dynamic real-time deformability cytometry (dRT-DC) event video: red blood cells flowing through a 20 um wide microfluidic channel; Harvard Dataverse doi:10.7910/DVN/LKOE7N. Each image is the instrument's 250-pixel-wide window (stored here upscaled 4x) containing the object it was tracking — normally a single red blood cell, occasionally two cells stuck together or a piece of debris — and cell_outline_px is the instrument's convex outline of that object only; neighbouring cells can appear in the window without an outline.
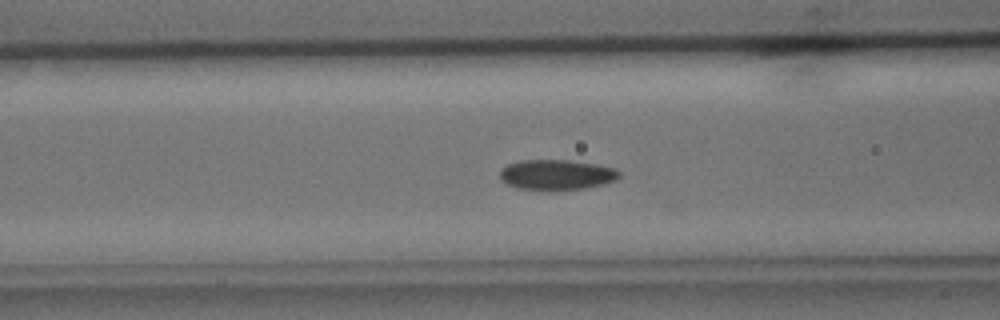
{"species": "common noctule bat (a hibernating species)", "species_latin": "Nyctalus noctula", "temperature_condition": "cold", "stored_images_in_passage": 42, "camera_frame_rate_fps": 3000, "um_per_image_px": 0.085, "animal": {"sex": "male", "body_mass_g": 15.6}, "frame": {"image": 1, "passage_image": 21, "time_ms": 6.667, "image_size_px": [1000, 320], "cell_outline_px": [[620, 176], [616, 180], [604, 184], [584, 188], [552, 192], [548, 192], [520, 188], [508, 184], [500, 180], [500, 168], [508, 164], [520, 160], [568, 160], [596, 164], [616, 168], [620, 172]], "centroid_in_image_um": [47.3, 14.87], "position_along_channel_um": 119.3, "area_um2": 21.56}}
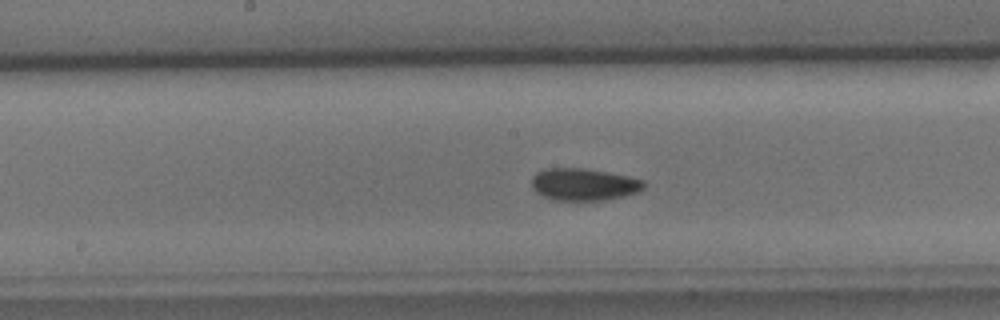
{"frame": {"image": 2, "passage_image": 27, "time_ms": 8.667, "image_size_px": [1000, 320], "cell_outline_px": [[644, 188], [640, 192], [624, 196], [604, 200], [552, 200], [536, 192], [532, 188], [532, 176], [536, 172], [548, 168], [584, 168], [628, 176], [644, 180]], "centroid_in_image_um": [49.62, 15.68], "position_along_channel_um": 198.6, "area_um2": 21.1}}
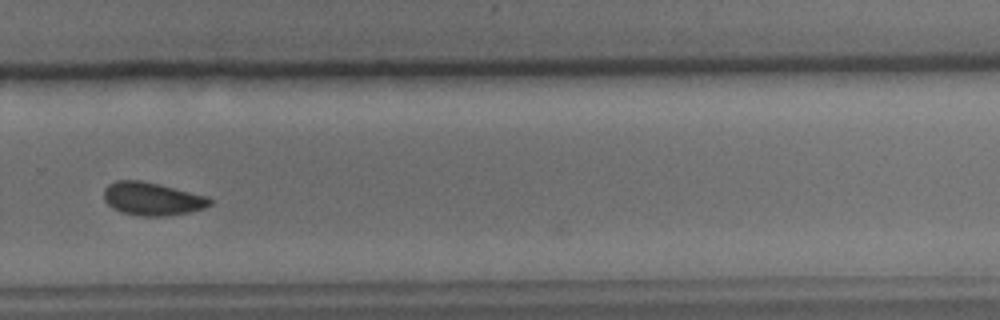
{"frame": {"image": 3, "passage_image": 36, "time_ms": 11.667, "image_size_px": [1000, 320], "cell_outline_px": [[212, 204], [204, 208], [188, 212], [164, 216], [140, 216], [120, 212], [112, 208], [104, 200], [104, 188], [108, 184], [116, 180], [140, 180], [208, 196], [212, 200]], "centroid_in_image_um": [12.91, 16.9], "position_along_channel_um": 316.9, "area_um2": 20.4}}